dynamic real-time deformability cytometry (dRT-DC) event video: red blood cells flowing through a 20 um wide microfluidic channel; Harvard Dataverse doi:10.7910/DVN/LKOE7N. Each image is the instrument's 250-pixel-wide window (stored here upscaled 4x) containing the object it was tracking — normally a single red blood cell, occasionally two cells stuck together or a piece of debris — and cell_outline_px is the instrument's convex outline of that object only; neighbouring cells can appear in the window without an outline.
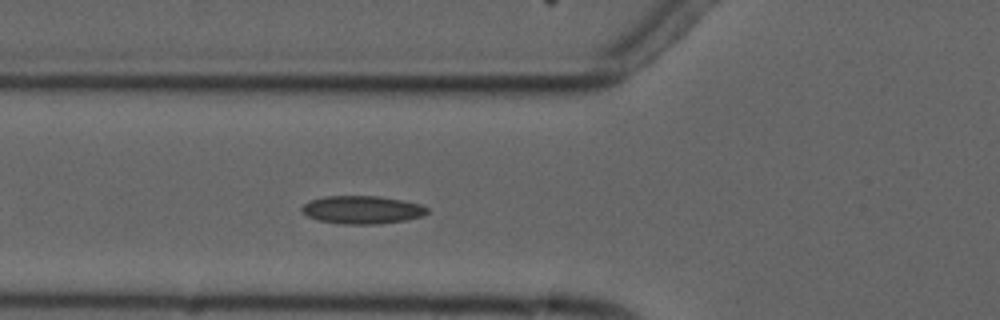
{"species": "common noctule bat (a hibernating species)", "species_latin": "Nyctalus noctula", "temperature_condition": "cold", "stored_images_in_passage": 3, "camera_frame_rate_fps": 3000, "um_per_image_px": 0.085, "animal": {"sex": "male", "forearm_length_mm": 52.5}, "frame": {"image": 1, "passage_image": 3, "time_ms": 2.333, "image_size_px": [1000, 320], "cell_outline_px": [[428, 212], [424, 216], [404, 220], [376, 224], [344, 224], [320, 220], [308, 216], [300, 208], [304, 204], [312, 200], [324, 196], [380, 196], [420, 204], [428, 208]], "centroid_in_image_um": [30.8, 17.83], "position_along_channel_um": 95.0, "area_um2": 20.23}}